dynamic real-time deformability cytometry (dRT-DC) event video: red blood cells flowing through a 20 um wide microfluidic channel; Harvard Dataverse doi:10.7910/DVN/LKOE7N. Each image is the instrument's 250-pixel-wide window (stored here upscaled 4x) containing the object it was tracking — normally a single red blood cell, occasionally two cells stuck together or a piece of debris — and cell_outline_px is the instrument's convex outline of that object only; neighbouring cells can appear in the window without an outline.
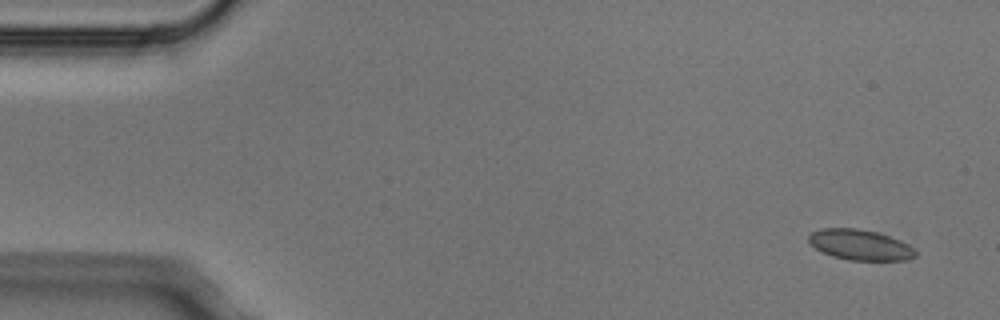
{"species": "Egyptian fruit bat (a non-hibernating species)", "species_latin": "Rousettus aegyptiacus", "temperature_condition": "cold", "stored_images_in_passage": 7, "camera_frame_rate_fps": 3000, "um_per_image_px": 0.085, "animal": {"sex": "male"}, "frame": {"image": 1, "passage_image": 1, "time_ms": 0.0, "image_size_px": [1000, 320], "cell_outline_px": [[916, 256], [904, 260], [848, 260], [832, 256], [816, 248], [808, 240], [808, 236], [812, 232], [820, 228], [856, 228], [876, 232], [900, 240], [908, 244], [916, 252]], "centroid_in_image_um": [73.09, 20.81], "position_along_channel_um": 11.9, "area_um2": 18.79}}
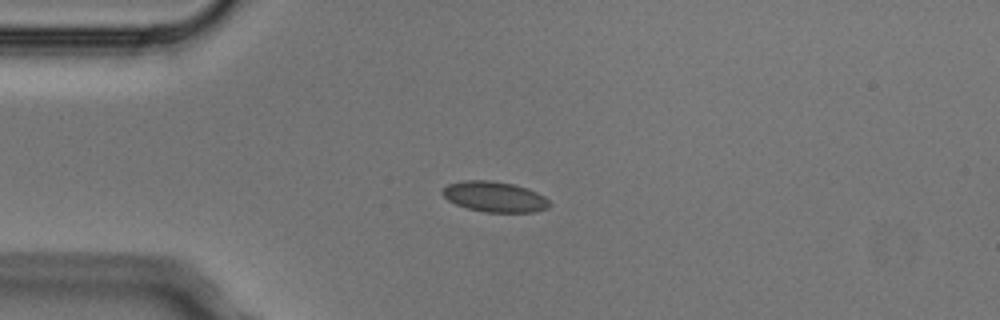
{"frame": {"image": 2, "passage_image": 3, "time_ms": 0.667, "image_size_px": [1000, 320], "cell_outline_px": [[552, 204], [548, 208], [536, 212], [484, 212], [468, 208], [456, 204], [448, 200], [440, 192], [448, 184], [464, 180], [488, 180], [512, 184], [528, 188], [544, 196]], "centroid_in_image_um": [42.06, 16.73], "position_along_channel_um": 42.9, "area_um2": 19.02}}
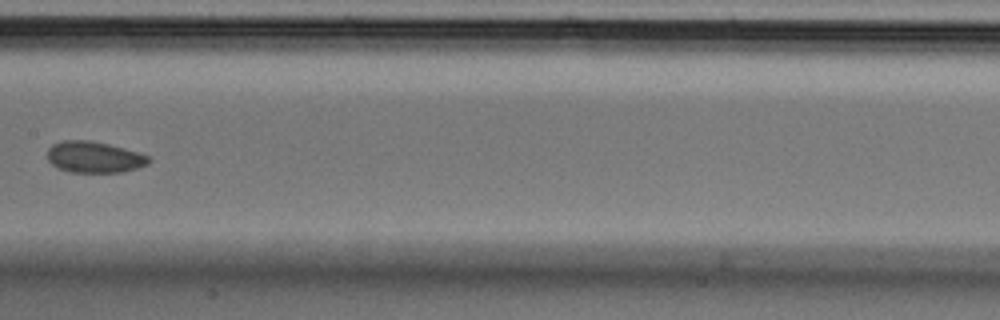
{"frame": {"image": 3, "passage_image": 7, "time_ms": 2.0, "image_size_px": [1000, 320], "cell_outline_px": [[152, 160], [148, 164], [136, 168], [120, 172], [68, 172], [56, 168], [48, 160], [48, 148], [52, 144], [64, 140], [88, 140], [108, 144], [124, 148], [152, 156]], "centroid_in_image_um": [8.02, 13.35], "position_along_channel_um": 199.4, "area_um2": 18.61}}